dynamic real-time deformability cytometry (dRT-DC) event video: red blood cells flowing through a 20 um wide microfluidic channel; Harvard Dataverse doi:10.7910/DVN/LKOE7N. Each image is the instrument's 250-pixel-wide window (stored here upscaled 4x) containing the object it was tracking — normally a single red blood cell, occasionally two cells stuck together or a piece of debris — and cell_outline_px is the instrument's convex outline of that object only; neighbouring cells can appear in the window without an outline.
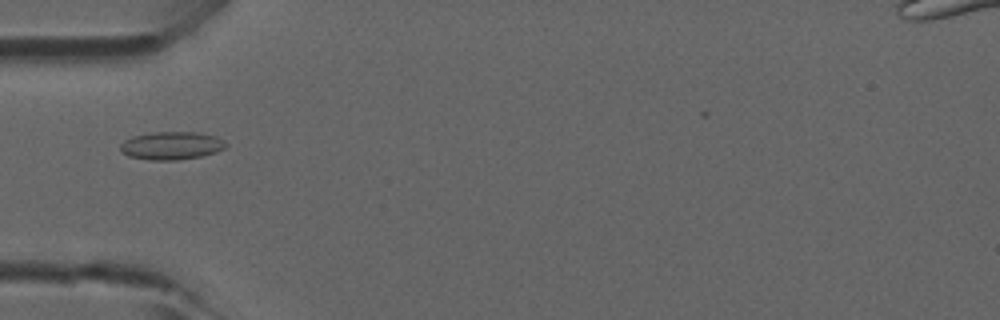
{"species": "common noctule bat (a hibernating species)", "species_latin": "Nyctalus noctula", "temperature_condition": "room temperature", "stored_images_in_passage": 4, "camera_frame_rate_fps": 3000, "um_per_image_px": 0.085, "animal": {"sex": "male", "forearm_length_mm": 52.5}, "frame": {"image": 1, "passage_image": 4, "time_ms": 1.0, "image_size_px": [1000, 320], "cell_outline_px": [[228, 144], [224, 148], [216, 152], [200, 156], [176, 160], [148, 160], [128, 156], [120, 148], [120, 144], [124, 140], [132, 136], [152, 132], [196, 132], [216, 136], [224, 140]], "centroid_in_image_um": [14.58, 12.37], "position_along_channel_um": 70.4, "area_um2": 17.22}}